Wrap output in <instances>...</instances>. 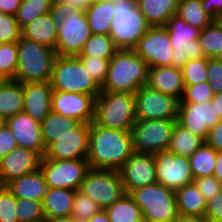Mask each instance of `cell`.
<instances>
[{
	"instance_id": "1",
	"label": "cell",
	"mask_w": 222,
	"mask_h": 222,
	"mask_svg": "<svg viewBox=\"0 0 222 222\" xmlns=\"http://www.w3.org/2000/svg\"><path fill=\"white\" fill-rule=\"evenodd\" d=\"M134 153L130 131L90 123V168L119 170Z\"/></svg>"
},
{
	"instance_id": "2",
	"label": "cell",
	"mask_w": 222,
	"mask_h": 222,
	"mask_svg": "<svg viewBox=\"0 0 222 222\" xmlns=\"http://www.w3.org/2000/svg\"><path fill=\"white\" fill-rule=\"evenodd\" d=\"M58 26L57 56H77L92 32L85 11L54 0L49 11Z\"/></svg>"
},
{
	"instance_id": "3",
	"label": "cell",
	"mask_w": 222,
	"mask_h": 222,
	"mask_svg": "<svg viewBox=\"0 0 222 222\" xmlns=\"http://www.w3.org/2000/svg\"><path fill=\"white\" fill-rule=\"evenodd\" d=\"M147 63L133 49H118L109 61L101 91L134 94L148 81Z\"/></svg>"
},
{
	"instance_id": "4",
	"label": "cell",
	"mask_w": 222,
	"mask_h": 222,
	"mask_svg": "<svg viewBox=\"0 0 222 222\" xmlns=\"http://www.w3.org/2000/svg\"><path fill=\"white\" fill-rule=\"evenodd\" d=\"M136 121L134 94L101 91L96 97L93 120L96 125L130 131Z\"/></svg>"
},
{
	"instance_id": "5",
	"label": "cell",
	"mask_w": 222,
	"mask_h": 222,
	"mask_svg": "<svg viewBox=\"0 0 222 222\" xmlns=\"http://www.w3.org/2000/svg\"><path fill=\"white\" fill-rule=\"evenodd\" d=\"M18 67L14 80L21 83L48 82L51 79L56 52L54 49L20 37Z\"/></svg>"
},
{
	"instance_id": "6",
	"label": "cell",
	"mask_w": 222,
	"mask_h": 222,
	"mask_svg": "<svg viewBox=\"0 0 222 222\" xmlns=\"http://www.w3.org/2000/svg\"><path fill=\"white\" fill-rule=\"evenodd\" d=\"M142 211L144 222H174L179 216L175 191L154 183L129 193Z\"/></svg>"
},
{
	"instance_id": "7",
	"label": "cell",
	"mask_w": 222,
	"mask_h": 222,
	"mask_svg": "<svg viewBox=\"0 0 222 222\" xmlns=\"http://www.w3.org/2000/svg\"><path fill=\"white\" fill-rule=\"evenodd\" d=\"M50 84L53 91L93 95L101 92V86L90 76L77 56H56Z\"/></svg>"
},
{
	"instance_id": "8",
	"label": "cell",
	"mask_w": 222,
	"mask_h": 222,
	"mask_svg": "<svg viewBox=\"0 0 222 222\" xmlns=\"http://www.w3.org/2000/svg\"><path fill=\"white\" fill-rule=\"evenodd\" d=\"M110 36L118 49H133L150 25L140 12L136 0H116Z\"/></svg>"
},
{
	"instance_id": "9",
	"label": "cell",
	"mask_w": 222,
	"mask_h": 222,
	"mask_svg": "<svg viewBox=\"0 0 222 222\" xmlns=\"http://www.w3.org/2000/svg\"><path fill=\"white\" fill-rule=\"evenodd\" d=\"M173 48L171 66L182 68L188 60L204 58L198 41L200 29L186 23L178 15H173L165 25Z\"/></svg>"
},
{
	"instance_id": "10",
	"label": "cell",
	"mask_w": 222,
	"mask_h": 222,
	"mask_svg": "<svg viewBox=\"0 0 222 222\" xmlns=\"http://www.w3.org/2000/svg\"><path fill=\"white\" fill-rule=\"evenodd\" d=\"M79 190L94 200L102 210L126 193L119 171L112 169L90 168Z\"/></svg>"
},
{
	"instance_id": "11",
	"label": "cell",
	"mask_w": 222,
	"mask_h": 222,
	"mask_svg": "<svg viewBox=\"0 0 222 222\" xmlns=\"http://www.w3.org/2000/svg\"><path fill=\"white\" fill-rule=\"evenodd\" d=\"M177 120L137 119L132 129L134 152L155 154L169 148Z\"/></svg>"
},
{
	"instance_id": "12",
	"label": "cell",
	"mask_w": 222,
	"mask_h": 222,
	"mask_svg": "<svg viewBox=\"0 0 222 222\" xmlns=\"http://www.w3.org/2000/svg\"><path fill=\"white\" fill-rule=\"evenodd\" d=\"M40 169L48 188L78 190L90 165L87 159L56 160L43 156Z\"/></svg>"
},
{
	"instance_id": "13",
	"label": "cell",
	"mask_w": 222,
	"mask_h": 222,
	"mask_svg": "<svg viewBox=\"0 0 222 222\" xmlns=\"http://www.w3.org/2000/svg\"><path fill=\"white\" fill-rule=\"evenodd\" d=\"M137 119L177 120L180 100L174 96L163 94L141 86L135 93Z\"/></svg>"
},
{
	"instance_id": "14",
	"label": "cell",
	"mask_w": 222,
	"mask_h": 222,
	"mask_svg": "<svg viewBox=\"0 0 222 222\" xmlns=\"http://www.w3.org/2000/svg\"><path fill=\"white\" fill-rule=\"evenodd\" d=\"M157 183L176 191L193 182L189 157L175 155L169 149L154 154Z\"/></svg>"
},
{
	"instance_id": "15",
	"label": "cell",
	"mask_w": 222,
	"mask_h": 222,
	"mask_svg": "<svg viewBox=\"0 0 222 222\" xmlns=\"http://www.w3.org/2000/svg\"><path fill=\"white\" fill-rule=\"evenodd\" d=\"M133 50L147 63L149 68L171 66L173 48L165 26H150Z\"/></svg>"
},
{
	"instance_id": "16",
	"label": "cell",
	"mask_w": 222,
	"mask_h": 222,
	"mask_svg": "<svg viewBox=\"0 0 222 222\" xmlns=\"http://www.w3.org/2000/svg\"><path fill=\"white\" fill-rule=\"evenodd\" d=\"M90 123H81L71 132L52 142L44 157L56 160L87 159L89 153Z\"/></svg>"
},
{
	"instance_id": "17",
	"label": "cell",
	"mask_w": 222,
	"mask_h": 222,
	"mask_svg": "<svg viewBox=\"0 0 222 222\" xmlns=\"http://www.w3.org/2000/svg\"><path fill=\"white\" fill-rule=\"evenodd\" d=\"M211 101L202 103H179L177 123L206 141L211 129L220 121Z\"/></svg>"
},
{
	"instance_id": "18",
	"label": "cell",
	"mask_w": 222,
	"mask_h": 222,
	"mask_svg": "<svg viewBox=\"0 0 222 222\" xmlns=\"http://www.w3.org/2000/svg\"><path fill=\"white\" fill-rule=\"evenodd\" d=\"M118 171L127 194L157 183L154 154L134 152Z\"/></svg>"
},
{
	"instance_id": "19",
	"label": "cell",
	"mask_w": 222,
	"mask_h": 222,
	"mask_svg": "<svg viewBox=\"0 0 222 222\" xmlns=\"http://www.w3.org/2000/svg\"><path fill=\"white\" fill-rule=\"evenodd\" d=\"M95 99L88 94L53 91L51 111L81 123H91L94 120Z\"/></svg>"
},
{
	"instance_id": "20",
	"label": "cell",
	"mask_w": 222,
	"mask_h": 222,
	"mask_svg": "<svg viewBox=\"0 0 222 222\" xmlns=\"http://www.w3.org/2000/svg\"><path fill=\"white\" fill-rule=\"evenodd\" d=\"M41 156L31 149L18 146L0 161V182L5 185L40 168Z\"/></svg>"
},
{
	"instance_id": "21",
	"label": "cell",
	"mask_w": 222,
	"mask_h": 222,
	"mask_svg": "<svg viewBox=\"0 0 222 222\" xmlns=\"http://www.w3.org/2000/svg\"><path fill=\"white\" fill-rule=\"evenodd\" d=\"M6 125L15 136L18 146L36 151L41 157L46 148L42 138L41 125L25 112L6 119Z\"/></svg>"
},
{
	"instance_id": "22",
	"label": "cell",
	"mask_w": 222,
	"mask_h": 222,
	"mask_svg": "<svg viewBox=\"0 0 222 222\" xmlns=\"http://www.w3.org/2000/svg\"><path fill=\"white\" fill-rule=\"evenodd\" d=\"M24 108L35 121L41 123L51 112L52 92L50 81L23 83Z\"/></svg>"
},
{
	"instance_id": "23",
	"label": "cell",
	"mask_w": 222,
	"mask_h": 222,
	"mask_svg": "<svg viewBox=\"0 0 222 222\" xmlns=\"http://www.w3.org/2000/svg\"><path fill=\"white\" fill-rule=\"evenodd\" d=\"M147 85L163 94L174 96L181 100L184 93L182 70L172 66H155L148 70Z\"/></svg>"
},
{
	"instance_id": "24",
	"label": "cell",
	"mask_w": 222,
	"mask_h": 222,
	"mask_svg": "<svg viewBox=\"0 0 222 222\" xmlns=\"http://www.w3.org/2000/svg\"><path fill=\"white\" fill-rule=\"evenodd\" d=\"M5 186L17 199L35 201H43L48 188L40 168L21 177L14 178L6 183Z\"/></svg>"
},
{
	"instance_id": "25",
	"label": "cell",
	"mask_w": 222,
	"mask_h": 222,
	"mask_svg": "<svg viewBox=\"0 0 222 222\" xmlns=\"http://www.w3.org/2000/svg\"><path fill=\"white\" fill-rule=\"evenodd\" d=\"M21 36L46 45L55 50L58 40V26L52 20L50 13L38 16L21 29Z\"/></svg>"
},
{
	"instance_id": "26",
	"label": "cell",
	"mask_w": 222,
	"mask_h": 222,
	"mask_svg": "<svg viewBox=\"0 0 222 222\" xmlns=\"http://www.w3.org/2000/svg\"><path fill=\"white\" fill-rule=\"evenodd\" d=\"M76 190L47 188L42 201L46 219L71 216Z\"/></svg>"
},
{
	"instance_id": "27",
	"label": "cell",
	"mask_w": 222,
	"mask_h": 222,
	"mask_svg": "<svg viewBox=\"0 0 222 222\" xmlns=\"http://www.w3.org/2000/svg\"><path fill=\"white\" fill-rule=\"evenodd\" d=\"M150 26H165L177 14L179 0H136Z\"/></svg>"
},
{
	"instance_id": "28",
	"label": "cell",
	"mask_w": 222,
	"mask_h": 222,
	"mask_svg": "<svg viewBox=\"0 0 222 222\" xmlns=\"http://www.w3.org/2000/svg\"><path fill=\"white\" fill-rule=\"evenodd\" d=\"M23 108V83L14 79H6L0 86V115L7 119L23 112Z\"/></svg>"
},
{
	"instance_id": "29",
	"label": "cell",
	"mask_w": 222,
	"mask_h": 222,
	"mask_svg": "<svg viewBox=\"0 0 222 222\" xmlns=\"http://www.w3.org/2000/svg\"><path fill=\"white\" fill-rule=\"evenodd\" d=\"M80 124V121L72 117H65L51 111L40 123L45 148L58 140L59 137L70 133L71 129L77 128Z\"/></svg>"
},
{
	"instance_id": "30",
	"label": "cell",
	"mask_w": 222,
	"mask_h": 222,
	"mask_svg": "<svg viewBox=\"0 0 222 222\" xmlns=\"http://www.w3.org/2000/svg\"><path fill=\"white\" fill-rule=\"evenodd\" d=\"M114 12V2L107 0H96L87 7L85 15L92 34L110 35Z\"/></svg>"
},
{
	"instance_id": "31",
	"label": "cell",
	"mask_w": 222,
	"mask_h": 222,
	"mask_svg": "<svg viewBox=\"0 0 222 222\" xmlns=\"http://www.w3.org/2000/svg\"><path fill=\"white\" fill-rule=\"evenodd\" d=\"M180 215H205L207 201L194 182L175 191Z\"/></svg>"
},
{
	"instance_id": "32",
	"label": "cell",
	"mask_w": 222,
	"mask_h": 222,
	"mask_svg": "<svg viewBox=\"0 0 222 222\" xmlns=\"http://www.w3.org/2000/svg\"><path fill=\"white\" fill-rule=\"evenodd\" d=\"M105 211L110 222H144L140 207L127 193L106 208Z\"/></svg>"
},
{
	"instance_id": "33",
	"label": "cell",
	"mask_w": 222,
	"mask_h": 222,
	"mask_svg": "<svg viewBox=\"0 0 222 222\" xmlns=\"http://www.w3.org/2000/svg\"><path fill=\"white\" fill-rule=\"evenodd\" d=\"M203 143L201 138L176 122L168 149L175 155L190 157Z\"/></svg>"
},
{
	"instance_id": "34",
	"label": "cell",
	"mask_w": 222,
	"mask_h": 222,
	"mask_svg": "<svg viewBox=\"0 0 222 222\" xmlns=\"http://www.w3.org/2000/svg\"><path fill=\"white\" fill-rule=\"evenodd\" d=\"M176 15L200 30L214 22V18L204 10L201 0H179Z\"/></svg>"
},
{
	"instance_id": "35",
	"label": "cell",
	"mask_w": 222,
	"mask_h": 222,
	"mask_svg": "<svg viewBox=\"0 0 222 222\" xmlns=\"http://www.w3.org/2000/svg\"><path fill=\"white\" fill-rule=\"evenodd\" d=\"M217 151L205 142L189 157L194 178L213 176L216 167Z\"/></svg>"
},
{
	"instance_id": "36",
	"label": "cell",
	"mask_w": 222,
	"mask_h": 222,
	"mask_svg": "<svg viewBox=\"0 0 222 222\" xmlns=\"http://www.w3.org/2000/svg\"><path fill=\"white\" fill-rule=\"evenodd\" d=\"M118 50L110 35L92 34L77 56L111 59Z\"/></svg>"
},
{
	"instance_id": "37",
	"label": "cell",
	"mask_w": 222,
	"mask_h": 222,
	"mask_svg": "<svg viewBox=\"0 0 222 222\" xmlns=\"http://www.w3.org/2000/svg\"><path fill=\"white\" fill-rule=\"evenodd\" d=\"M198 41L206 58H222V27L215 21L200 31Z\"/></svg>"
},
{
	"instance_id": "38",
	"label": "cell",
	"mask_w": 222,
	"mask_h": 222,
	"mask_svg": "<svg viewBox=\"0 0 222 222\" xmlns=\"http://www.w3.org/2000/svg\"><path fill=\"white\" fill-rule=\"evenodd\" d=\"M54 0H22L15 19L22 29L38 16L49 13Z\"/></svg>"
},
{
	"instance_id": "39",
	"label": "cell",
	"mask_w": 222,
	"mask_h": 222,
	"mask_svg": "<svg viewBox=\"0 0 222 222\" xmlns=\"http://www.w3.org/2000/svg\"><path fill=\"white\" fill-rule=\"evenodd\" d=\"M208 58L188 60L181 68L185 86L208 81Z\"/></svg>"
},
{
	"instance_id": "40",
	"label": "cell",
	"mask_w": 222,
	"mask_h": 222,
	"mask_svg": "<svg viewBox=\"0 0 222 222\" xmlns=\"http://www.w3.org/2000/svg\"><path fill=\"white\" fill-rule=\"evenodd\" d=\"M18 67V46L16 43H0V75L14 79Z\"/></svg>"
},
{
	"instance_id": "41",
	"label": "cell",
	"mask_w": 222,
	"mask_h": 222,
	"mask_svg": "<svg viewBox=\"0 0 222 222\" xmlns=\"http://www.w3.org/2000/svg\"><path fill=\"white\" fill-rule=\"evenodd\" d=\"M16 215L18 222H40L46 218L42 201L17 199Z\"/></svg>"
},
{
	"instance_id": "42",
	"label": "cell",
	"mask_w": 222,
	"mask_h": 222,
	"mask_svg": "<svg viewBox=\"0 0 222 222\" xmlns=\"http://www.w3.org/2000/svg\"><path fill=\"white\" fill-rule=\"evenodd\" d=\"M100 210L101 208L94 200L79 189L76 190L71 217L78 221H87Z\"/></svg>"
},
{
	"instance_id": "43",
	"label": "cell",
	"mask_w": 222,
	"mask_h": 222,
	"mask_svg": "<svg viewBox=\"0 0 222 222\" xmlns=\"http://www.w3.org/2000/svg\"><path fill=\"white\" fill-rule=\"evenodd\" d=\"M214 93L208 81L185 86L180 103H202L211 101Z\"/></svg>"
},
{
	"instance_id": "44",
	"label": "cell",
	"mask_w": 222,
	"mask_h": 222,
	"mask_svg": "<svg viewBox=\"0 0 222 222\" xmlns=\"http://www.w3.org/2000/svg\"><path fill=\"white\" fill-rule=\"evenodd\" d=\"M89 72L90 76L102 86L106 81L110 59H102L91 56H77Z\"/></svg>"
},
{
	"instance_id": "45",
	"label": "cell",
	"mask_w": 222,
	"mask_h": 222,
	"mask_svg": "<svg viewBox=\"0 0 222 222\" xmlns=\"http://www.w3.org/2000/svg\"><path fill=\"white\" fill-rule=\"evenodd\" d=\"M21 37V28L15 16L0 14V43H16Z\"/></svg>"
},
{
	"instance_id": "46",
	"label": "cell",
	"mask_w": 222,
	"mask_h": 222,
	"mask_svg": "<svg viewBox=\"0 0 222 222\" xmlns=\"http://www.w3.org/2000/svg\"><path fill=\"white\" fill-rule=\"evenodd\" d=\"M17 198L5 185L0 187V222H18L16 215Z\"/></svg>"
},
{
	"instance_id": "47",
	"label": "cell",
	"mask_w": 222,
	"mask_h": 222,
	"mask_svg": "<svg viewBox=\"0 0 222 222\" xmlns=\"http://www.w3.org/2000/svg\"><path fill=\"white\" fill-rule=\"evenodd\" d=\"M193 182L207 202L222 190V183L214 176L194 178Z\"/></svg>"
},
{
	"instance_id": "48",
	"label": "cell",
	"mask_w": 222,
	"mask_h": 222,
	"mask_svg": "<svg viewBox=\"0 0 222 222\" xmlns=\"http://www.w3.org/2000/svg\"><path fill=\"white\" fill-rule=\"evenodd\" d=\"M207 76L214 95L222 92V58L208 59Z\"/></svg>"
},
{
	"instance_id": "49",
	"label": "cell",
	"mask_w": 222,
	"mask_h": 222,
	"mask_svg": "<svg viewBox=\"0 0 222 222\" xmlns=\"http://www.w3.org/2000/svg\"><path fill=\"white\" fill-rule=\"evenodd\" d=\"M18 147L17 140L11 129L5 125L0 129V161L10 151Z\"/></svg>"
},
{
	"instance_id": "50",
	"label": "cell",
	"mask_w": 222,
	"mask_h": 222,
	"mask_svg": "<svg viewBox=\"0 0 222 222\" xmlns=\"http://www.w3.org/2000/svg\"><path fill=\"white\" fill-rule=\"evenodd\" d=\"M209 222H222V190L207 202V209L204 215Z\"/></svg>"
},
{
	"instance_id": "51",
	"label": "cell",
	"mask_w": 222,
	"mask_h": 222,
	"mask_svg": "<svg viewBox=\"0 0 222 222\" xmlns=\"http://www.w3.org/2000/svg\"><path fill=\"white\" fill-rule=\"evenodd\" d=\"M205 143L217 152L222 151V120L209 129Z\"/></svg>"
},
{
	"instance_id": "52",
	"label": "cell",
	"mask_w": 222,
	"mask_h": 222,
	"mask_svg": "<svg viewBox=\"0 0 222 222\" xmlns=\"http://www.w3.org/2000/svg\"><path fill=\"white\" fill-rule=\"evenodd\" d=\"M204 10L214 19L222 12V0H201Z\"/></svg>"
},
{
	"instance_id": "53",
	"label": "cell",
	"mask_w": 222,
	"mask_h": 222,
	"mask_svg": "<svg viewBox=\"0 0 222 222\" xmlns=\"http://www.w3.org/2000/svg\"><path fill=\"white\" fill-rule=\"evenodd\" d=\"M22 0H0V10L2 13L16 15Z\"/></svg>"
},
{
	"instance_id": "54",
	"label": "cell",
	"mask_w": 222,
	"mask_h": 222,
	"mask_svg": "<svg viewBox=\"0 0 222 222\" xmlns=\"http://www.w3.org/2000/svg\"><path fill=\"white\" fill-rule=\"evenodd\" d=\"M61 3L69 4L72 7L86 11L87 7L92 5L96 0H58Z\"/></svg>"
},
{
	"instance_id": "55",
	"label": "cell",
	"mask_w": 222,
	"mask_h": 222,
	"mask_svg": "<svg viewBox=\"0 0 222 222\" xmlns=\"http://www.w3.org/2000/svg\"><path fill=\"white\" fill-rule=\"evenodd\" d=\"M174 222H209L204 215H180Z\"/></svg>"
},
{
	"instance_id": "56",
	"label": "cell",
	"mask_w": 222,
	"mask_h": 222,
	"mask_svg": "<svg viewBox=\"0 0 222 222\" xmlns=\"http://www.w3.org/2000/svg\"><path fill=\"white\" fill-rule=\"evenodd\" d=\"M213 176L222 183V151L217 152L216 167Z\"/></svg>"
},
{
	"instance_id": "57",
	"label": "cell",
	"mask_w": 222,
	"mask_h": 222,
	"mask_svg": "<svg viewBox=\"0 0 222 222\" xmlns=\"http://www.w3.org/2000/svg\"><path fill=\"white\" fill-rule=\"evenodd\" d=\"M211 104L218 113L220 119L222 120V92L214 95L213 99L211 100Z\"/></svg>"
},
{
	"instance_id": "58",
	"label": "cell",
	"mask_w": 222,
	"mask_h": 222,
	"mask_svg": "<svg viewBox=\"0 0 222 222\" xmlns=\"http://www.w3.org/2000/svg\"><path fill=\"white\" fill-rule=\"evenodd\" d=\"M86 222H110L108 214L105 210H100L98 213L94 214Z\"/></svg>"
},
{
	"instance_id": "59",
	"label": "cell",
	"mask_w": 222,
	"mask_h": 222,
	"mask_svg": "<svg viewBox=\"0 0 222 222\" xmlns=\"http://www.w3.org/2000/svg\"><path fill=\"white\" fill-rule=\"evenodd\" d=\"M44 222H86V221H78L74 217H57V218H48L45 219Z\"/></svg>"
},
{
	"instance_id": "60",
	"label": "cell",
	"mask_w": 222,
	"mask_h": 222,
	"mask_svg": "<svg viewBox=\"0 0 222 222\" xmlns=\"http://www.w3.org/2000/svg\"><path fill=\"white\" fill-rule=\"evenodd\" d=\"M214 21L222 27V12L217 14V17L214 19Z\"/></svg>"
},
{
	"instance_id": "61",
	"label": "cell",
	"mask_w": 222,
	"mask_h": 222,
	"mask_svg": "<svg viewBox=\"0 0 222 222\" xmlns=\"http://www.w3.org/2000/svg\"><path fill=\"white\" fill-rule=\"evenodd\" d=\"M6 125V119L0 115V129Z\"/></svg>"
},
{
	"instance_id": "62",
	"label": "cell",
	"mask_w": 222,
	"mask_h": 222,
	"mask_svg": "<svg viewBox=\"0 0 222 222\" xmlns=\"http://www.w3.org/2000/svg\"><path fill=\"white\" fill-rule=\"evenodd\" d=\"M5 80L6 79L3 76L0 75V86L4 83Z\"/></svg>"
}]
</instances>
